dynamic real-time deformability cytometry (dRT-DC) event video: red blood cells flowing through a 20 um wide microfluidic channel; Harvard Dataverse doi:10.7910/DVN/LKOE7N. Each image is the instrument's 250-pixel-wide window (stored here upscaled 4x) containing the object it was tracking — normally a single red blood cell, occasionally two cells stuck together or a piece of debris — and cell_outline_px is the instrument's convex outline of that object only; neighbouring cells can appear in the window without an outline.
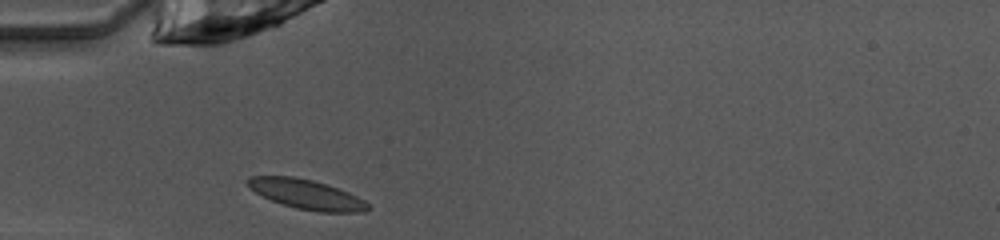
{"species": "common noctule bat (a hibernating species)", "species_latin": "Nyctalus noctula", "temperature_condition": "warm", "stored_images_in_passage": 35, "camera_frame_rate_fps": 3000, "um_per_image_px": 0.085, "animal": {"sex": "female", "body_mass_g": 10.0, "forearm_length_mm": 53.1}, "frame": {"image": 1, "passage_image": 1, "time_ms": 0.0, "image_size_px": [1000, 240], "cell_outline_px": [[372, 208], [364, 212], [320, 212], [296, 208], [272, 200], [248, 188], [244, 180], [248, 176], [292, 176], [312, 180], [348, 192], [364, 200]], "centroid_in_image_um": [26.03, 16.51], "position_along_channel_um": 59.0, "area_um2": 20.63}}
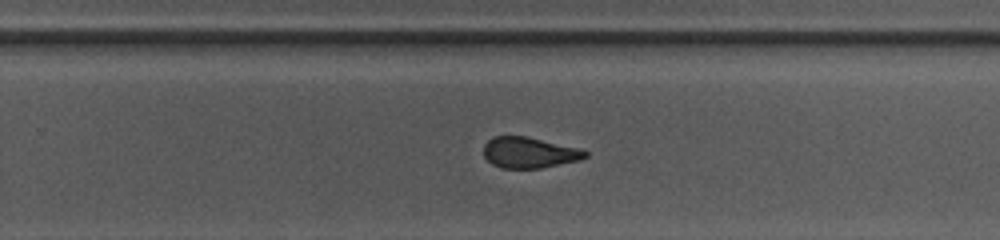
{"frame": {"image": 2, "passage_image": 18, "time_ms": 5.667, "image_size_px": [1000, 240], "cell_outline_px": [[588, 156], [580, 160], [540, 168], [500, 168], [492, 164], [484, 156], [484, 144], [492, 136], [528, 136], [580, 148], [588, 152]], "centroid_in_image_um": [44.99, 12.96], "position_along_channel_um": 284.8, "area_um2": 18.44}}
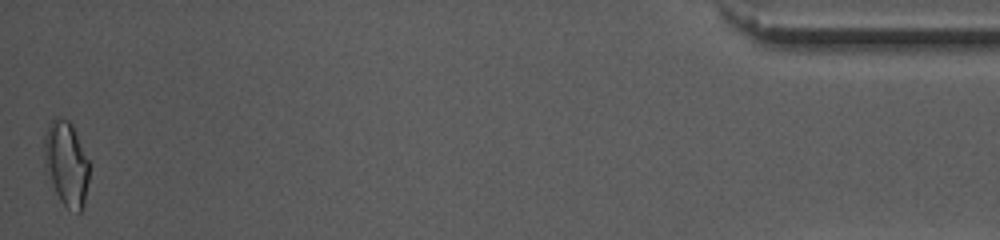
{"frame": {"image": 3, "passage_image": 35, "time_ms": 11.333, "image_size_px": [1000, 240], "cell_outline_px": [[88, 180], [84, 204], [80, 212], [76, 212], [68, 208], [60, 200], [44, 168], [44, 136], [48, 124], [56, 116], [68, 120], [72, 124], [88, 160]], "centroid_in_image_um": [5.61, 13.88], "position_along_channel_um": 429.6, "area_um2": 22.02}, "authors_computed_cell_mechanics": {"area_um2": 19.4786, "velocity_mm_per_s": 4.0452, "shape_relaxation_time_tau1_ms": 5.0137, "shape_relaxation_time_tau2_ms": 1.2706, "deformation_change_tau1": 0.1421, "deformation_change_tau2": 0.0803}}